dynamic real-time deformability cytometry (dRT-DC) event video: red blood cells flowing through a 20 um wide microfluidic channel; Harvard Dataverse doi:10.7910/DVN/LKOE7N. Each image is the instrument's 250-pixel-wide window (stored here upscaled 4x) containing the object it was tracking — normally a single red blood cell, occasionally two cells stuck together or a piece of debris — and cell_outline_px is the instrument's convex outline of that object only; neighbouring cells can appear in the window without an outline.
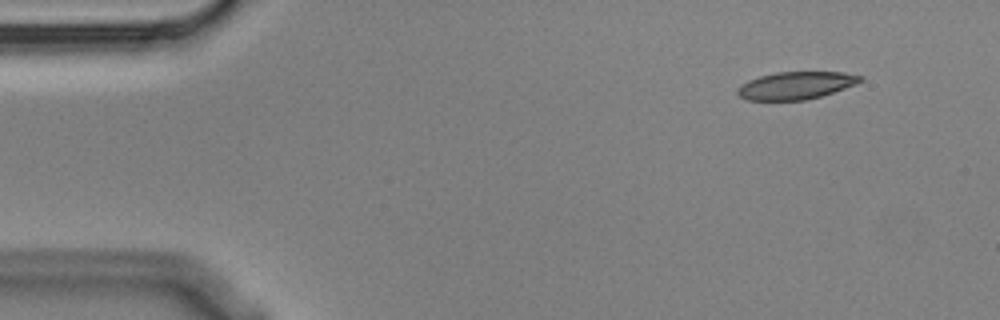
{"species": "Egyptian fruit bat (a non-hibernating species)", "species_latin": "Rousettus aegyptiacus", "temperature_condition": "cold", "stored_images_in_passage": 3, "camera_frame_rate_fps": 3000, "um_per_image_px": 0.085, "animal": {"sex": "male"}, "frame": {"image": 1, "passage_image": 1, "time_ms": 0.0, "image_size_px": [1000, 320], "cell_outline_px": [[864, 80], [856, 84], [820, 96], [804, 100], [744, 100], [736, 92], [736, 88], [748, 80], [760, 76], [776, 72], [844, 72], [864, 76]], "centroid_in_image_um": [67.64, 7.26], "position_along_channel_um": 17.4, "area_um2": 19.71}}
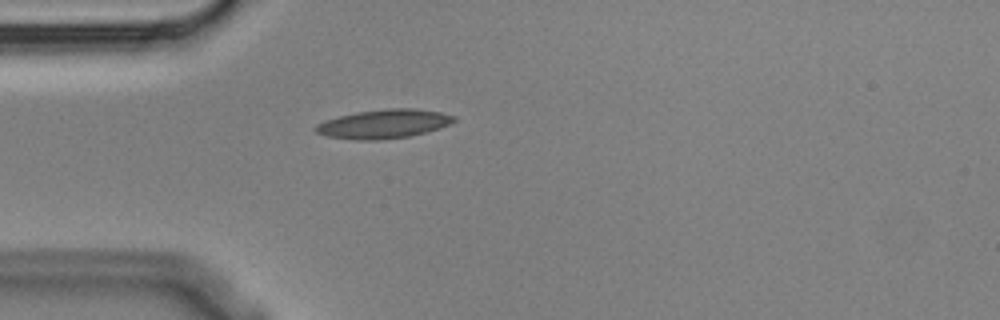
{"frame": {"image": 2, "passage_image": 3, "time_ms": 0.667, "image_size_px": [1000, 320], "cell_outline_px": [[456, 120], [440, 128], [408, 136], [380, 140], [356, 140], [328, 136], [316, 132], [312, 128], [316, 124], [324, 120], [356, 112], [388, 108], [412, 108], [440, 112], [456, 116]], "centroid_in_image_um": [32.59, 10.53], "position_along_channel_um": 52.4, "area_um2": 23.24}}